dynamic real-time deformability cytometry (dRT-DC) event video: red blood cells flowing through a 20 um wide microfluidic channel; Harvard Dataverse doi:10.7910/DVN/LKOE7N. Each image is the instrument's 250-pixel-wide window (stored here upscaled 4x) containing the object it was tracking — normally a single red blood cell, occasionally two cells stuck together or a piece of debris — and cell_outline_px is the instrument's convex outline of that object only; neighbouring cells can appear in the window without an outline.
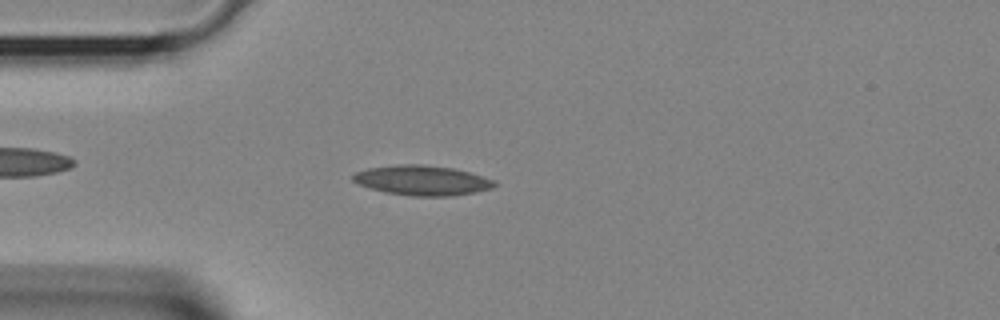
{"species": "Egyptian fruit bat (a non-hibernating species)", "species_latin": "Rousettus aegyptiacus", "temperature_condition": "room temperature", "stored_images_in_passage": 39, "camera_frame_rate_fps": 3000, "um_per_image_px": 0.085, "animal": {"sex": "female"}, "frame": {"image": 1, "passage_image": 10, "time_ms": 3.0, "image_size_px": [1000, 320], "cell_outline_px": [[496, 184], [492, 188], [476, 192], [452, 196], [412, 196], [384, 192], [360, 184], [352, 180], [352, 176], [356, 172], [368, 168], [400, 164], [424, 164], [452, 168], [468, 172], [496, 180]], "centroid_in_image_um": [35.9, 15.33], "position_along_channel_um": 49.1, "area_um2": 24.57}}
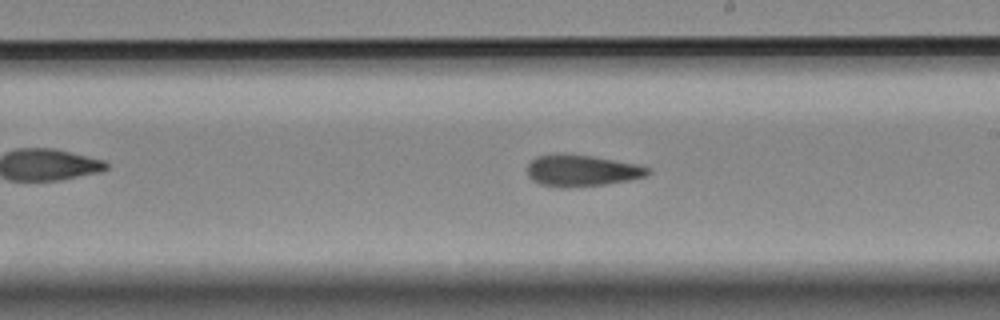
{"frame": {"image": 2, "passage_image": 22, "time_ms": 7.0, "image_size_px": [1000, 320], "cell_outline_px": [[652, 172], [648, 176], [632, 180], [604, 184], [568, 188], [560, 188], [540, 184], [532, 180], [528, 176], [528, 164], [536, 156], [564, 152], [592, 156], [640, 164], [648, 168]], "centroid_in_image_um": [49.47, 14.49], "position_along_channel_um": 239.5, "area_um2": 22.66}}
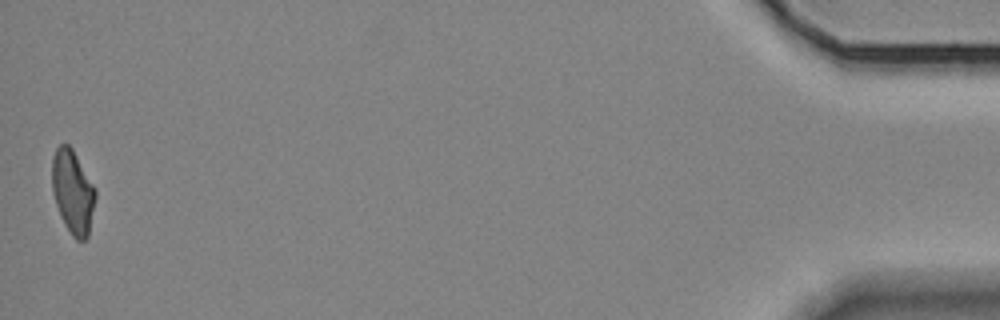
{"frame": {"image": 3, "passage_image": 39, "time_ms": 12.667, "image_size_px": [1000, 320], "cell_outline_px": [[96, 196], [88, 236], [84, 240], [76, 240], [72, 236], [64, 224], [60, 216], [52, 192], [52, 156], [56, 148], [60, 144], [68, 144], [72, 148], [96, 188]], "centroid_in_image_um": [6.18, 16.3], "position_along_channel_um": 429.0, "area_um2": 21.27}}